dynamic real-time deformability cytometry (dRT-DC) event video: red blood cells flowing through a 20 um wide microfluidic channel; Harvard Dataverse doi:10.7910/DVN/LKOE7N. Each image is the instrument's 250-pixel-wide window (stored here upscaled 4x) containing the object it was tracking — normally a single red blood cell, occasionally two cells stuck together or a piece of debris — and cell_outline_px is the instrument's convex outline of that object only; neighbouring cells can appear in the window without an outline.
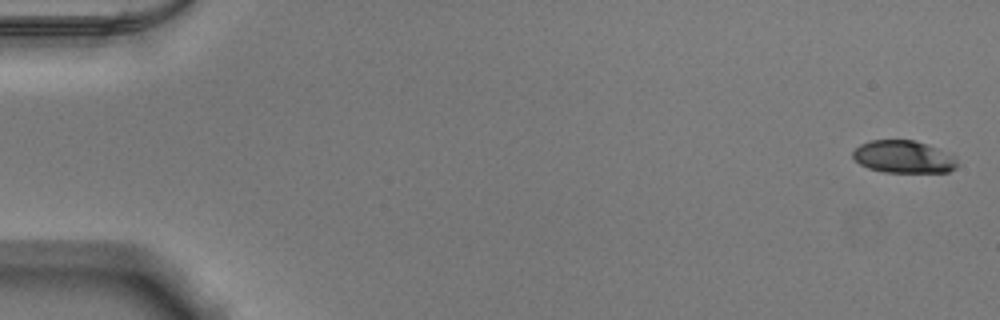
{"species": "Egyptian fruit bat (a non-hibernating species)", "species_latin": "Rousettus aegyptiacus", "temperature_condition": "warm", "stored_images_in_passage": 54, "camera_frame_rate_fps": 3000, "um_per_image_px": 0.085, "animal": {"sex": "male"}, "frame": {"image": 1, "passage_image": 1, "time_ms": 0.0, "image_size_px": [1000, 320], "cell_outline_px": [[956, 168], [948, 172], [884, 172], [868, 168], [860, 164], [852, 156], [852, 152], [860, 144], [872, 140], [912, 140], [928, 144], [956, 156]], "centroid_in_image_um": [76.8, 13.33], "position_along_channel_um": 8.2, "area_um2": 19.77}}
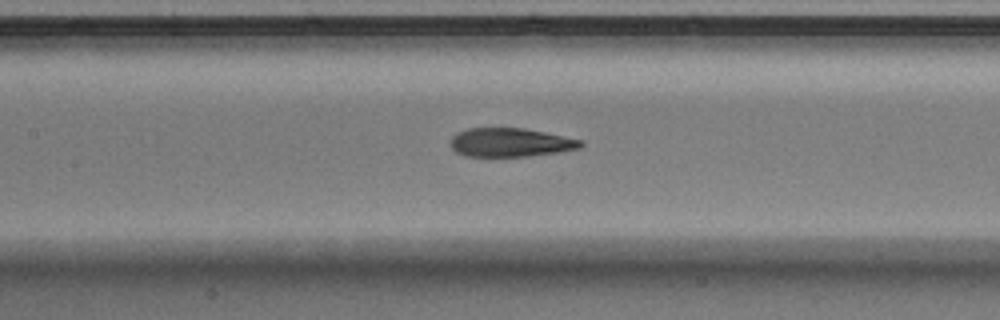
{"frame": {"image": 2, "passage_image": 25, "time_ms": 8.0, "image_size_px": [1000, 320], "cell_outline_px": [[584, 144], [580, 148], [560, 152], [528, 156], [464, 156], [456, 152], [448, 144], [452, 136], [456, 132], [468, 128], [524, 128], [584, 140]], "centroid_in_image_um": [43.37, 12.1], "position_along_channel_um": 164.0, "area_um2": 22.02}}
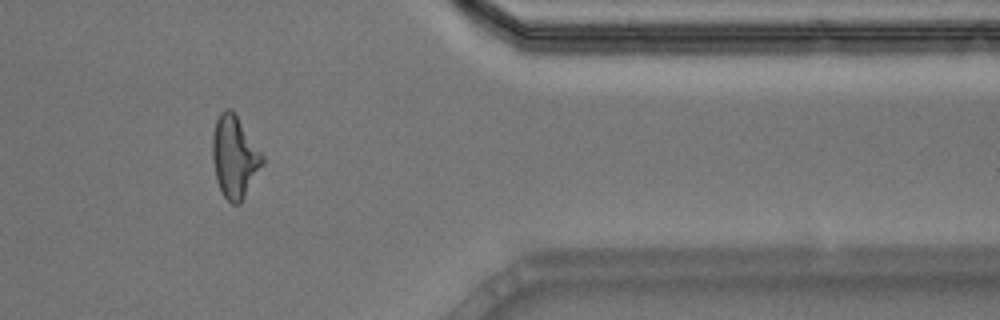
{"frame": {"image": 3, "passage_image": 44, "time_ms": 14.333, "image_size_px": [1000, 320], "cell_outline_px": [[264, 164], [240, 204], [232, 204], [224, 196], [216, 180], [212, 160], [212, 136], [216, 120], [220, 112], [224, 108], [232, 108], [264, 156]], "centroid_in_image_um": [19.93, 13.31], "position_along_channel_um": 391.5, "area_um2": 24.04}}